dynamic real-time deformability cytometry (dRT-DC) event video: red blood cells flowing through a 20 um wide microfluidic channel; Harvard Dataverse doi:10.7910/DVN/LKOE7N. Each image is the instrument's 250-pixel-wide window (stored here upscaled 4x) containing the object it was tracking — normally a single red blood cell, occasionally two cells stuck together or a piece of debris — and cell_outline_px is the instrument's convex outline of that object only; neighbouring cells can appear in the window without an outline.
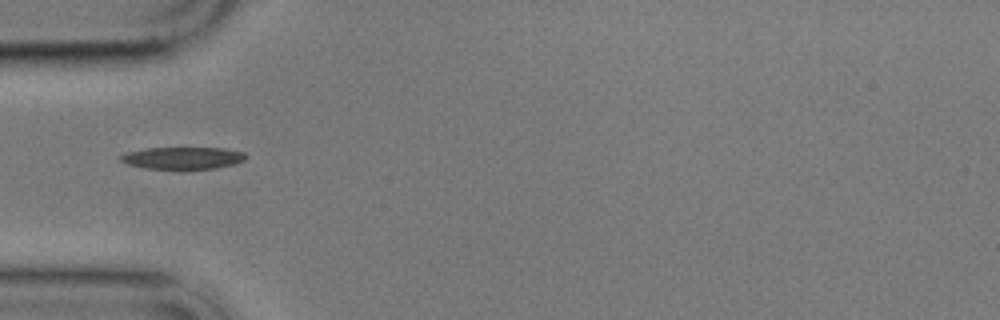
{"species": "common noctule bat (a hibernating species)", "species_latin": "Nyctalus noctula", "temperature_condition": "cold", "stored_images_in_passage": 11, "camera_frame_rate_fps": 3000, "um_per_image_px": 0.085, "animal": {"sex": "male", "body_mass_g": 17.9}, "frame": {"image": 1, "passage_image": 1, "time_ms": 0.0, "image_size_px": [1000, 320], "cell_outline_px": [[248, 156], [244, 160], [236, 164], [216, 168], [144, 168], [128, 164], [120, 160], [120, 156], [124, 152], [148, 148], [224, 148], [244, 152]], "centroid_in_image_um": [15.56, 13.42], "position_along_channel_um": 69.4, "area_um2": 16.01}}
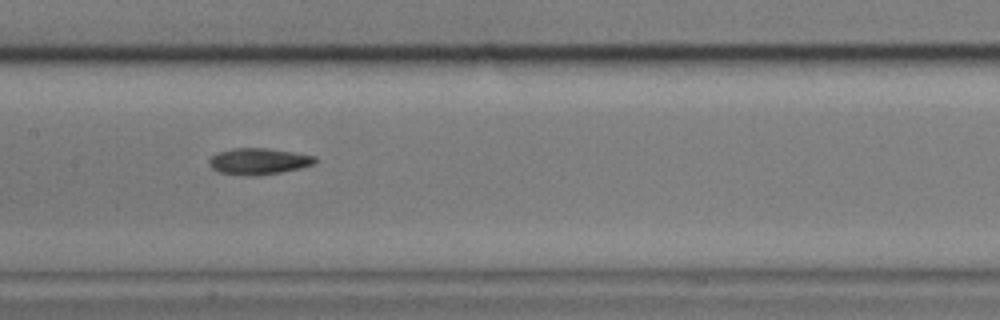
{"frame": {"image": 2, "passage_image": 4, "time_ms": 3.333, "image_size_px": [1000, 320], "cell_outline_px": [[320, 160], [316, 164], [300, 168], [280, 172], [256, 176], [220, 172], [212, 168], [208, 164], [208, 160], [216, 152], [232, 148], [268, 148], [296, 152], [316, 156]], "centroid_in_image_um": [22.03, 13.69], "position_along_channel_um": 185.4, "area_um2": 16.47}}
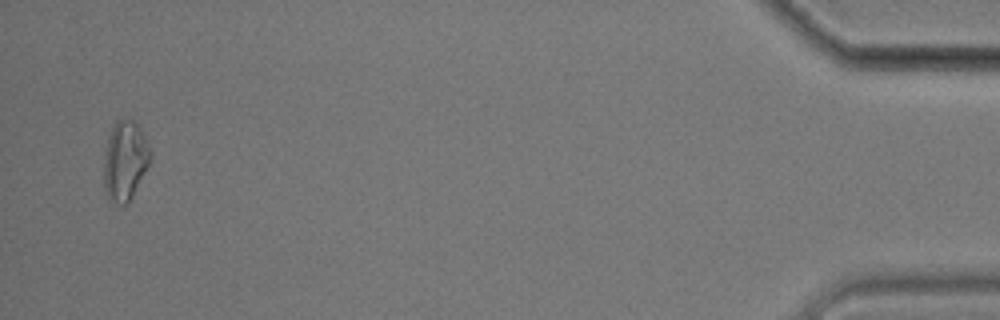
{"frame": {"image": 3, "passage_image": 11, "time_ms": 12.667, "image_size_px": [1000, 320], "cell_outline_px": [[152, 152], [148, 164], [132, 196], [124, 204], [116, 204], [108, 200], [104, 192], [104, 148], [108, 136], [116, 120], [124, 116], [132, 120], [140, 128]], "centroid_in_image_um": [10.59, 13.62], "position_along_channel_um": 424.6, "area_um2": 21.62}, "authors_computed_cell_mechanics": {"area_um2": 16.3574, "velocity_mm_per_s": 3.4687, "shape_relaxation_time_tau1_ms": 4.9014, "shape_relaxation_time_tau2_ms": null, "deformation_change_tau1": 0.1059, "deformation_change_tau2": null}}